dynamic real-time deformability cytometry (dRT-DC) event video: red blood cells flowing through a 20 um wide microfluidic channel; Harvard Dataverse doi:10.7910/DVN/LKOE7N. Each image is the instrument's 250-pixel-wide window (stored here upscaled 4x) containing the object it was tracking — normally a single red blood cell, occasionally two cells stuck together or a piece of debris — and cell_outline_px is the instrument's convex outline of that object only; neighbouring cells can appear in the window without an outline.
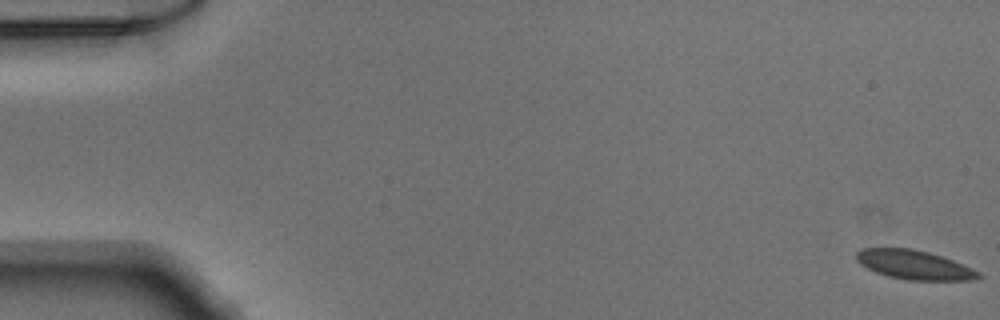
{"species": "Egyptian fruit bat (a non-hibernating species)", "species_latin": "Rousettus aegyptiacus", "temperature_condition": "warm", "stored_images_in_passage": 16, "camera_frame_rate_fps": 3000, "um_per_image_px": 0.085, "animal": {"sex": "male"}, "frame": {"image": 1, "passage_image": 1, "time_ms": 0.0, "image_size_px": [1000, 320], "cell_outline_px": [[984, 276], [976, 280], [908, 280], [888, 276], [876, 272], [860, 264], [856, 260], [856, 252], [860, 248], [912, 248], [928, 252], [952, 260], [972, 268], [980, 272]], "centroid_in_image_um": [77.71, 22.51], "position_along_channel_um": 7.3, "area_um2": 20.75}}